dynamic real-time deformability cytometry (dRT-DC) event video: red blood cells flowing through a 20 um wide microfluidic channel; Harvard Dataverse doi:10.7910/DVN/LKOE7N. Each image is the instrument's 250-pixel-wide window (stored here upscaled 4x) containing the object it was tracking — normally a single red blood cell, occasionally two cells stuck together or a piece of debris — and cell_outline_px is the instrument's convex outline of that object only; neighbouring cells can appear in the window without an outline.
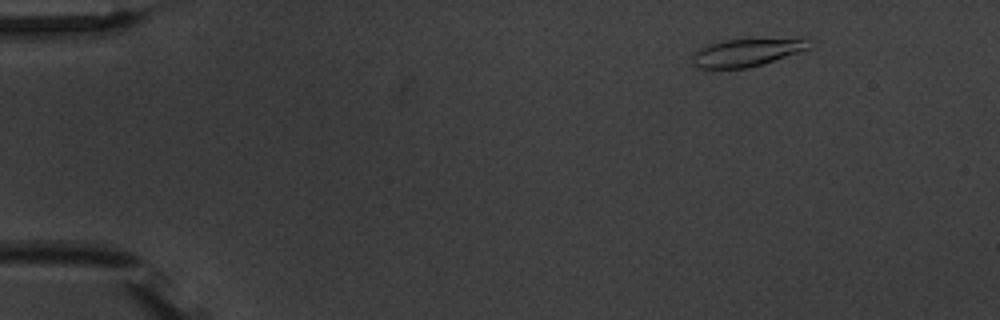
{"species": "common noctule bat (a hibernating species)", "species_latin": "Nyctalus noctula", "temperature_condition": "warm", "stored_images_in_passage": 5, "camera_frame_rate_fps": 3000, "um_per_image_px": 0.085, "animal": {"sex": "male", "body_mass_g": 20.1, "forearm_length_mm": 53.5}, "frame": {"image": 1, "passage_image": 2, "time_ms": 1.333, "image_size_px": [1000, 320], "cell_outline_px": [[816, 44], [808, 48], [764, 64], [748, 68], [704, 72], [696, 68], [692, 64], [692, 56], [700, 48], [708, 44], [720, 40], [800, 36], [808, 36], [816, 40]], "centroid_in_image_um": [63.54, 4.45], "position_along_channel_um": 21.5, "area_um2": 20.75}}